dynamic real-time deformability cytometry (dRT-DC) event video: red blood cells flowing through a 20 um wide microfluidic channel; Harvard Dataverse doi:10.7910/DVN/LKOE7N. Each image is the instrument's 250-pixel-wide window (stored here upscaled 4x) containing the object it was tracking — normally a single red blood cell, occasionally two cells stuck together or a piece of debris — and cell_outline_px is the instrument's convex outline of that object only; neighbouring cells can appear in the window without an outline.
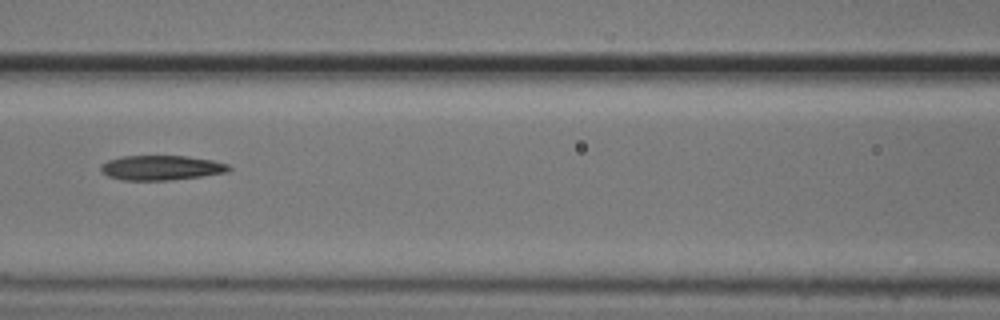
{"species": "common noctule bat (a hibernating species)", "species_latin": "Nyctalus noctula", "temperature_condition": "cold", "stored_images_in_passage": 15, "camera_frame_rate_fps": 3000, "um_per_image_px": 0.085, "animal": {"sex": "male", "body_mass_g": 20.5, "forearm_length_mm": 52.5}, "frame": {"image": 1, "passage_image": 7, "time_ms": 2.0, "image_size_px": [1000, 320], "cell_outline_px": [[232, 168], [228, 172], [200, 176], [168, 180], [124, 180], [108, 176], [100, 172], [100, 164], [108, 160], [120, 156], [188, 156], [212, 160], [228, 164]], "centroid_in_image_um": [13.68, 14.25], "position_along_channel_um": 152.9, "area_um2": 18.5}}
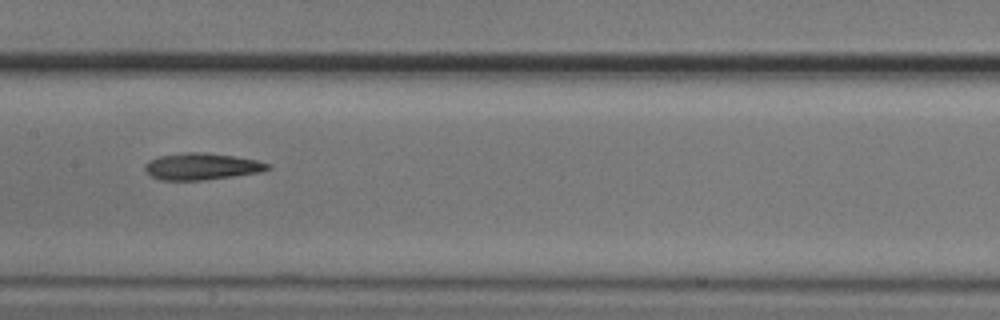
{"frame": {"image": 2, "passage_image": 10, "time_ms": 3.0, "image_size_px": [1000, 320], "cell_outline_px": [[272, 168], [260, 172], [204, 180], [160, 180], [152, 176], [144, 168], [144, 164], [148, 160], [160, 156], [184, 152], [204, 152], [236, 156], [256, 160], [268, 164]], "centroid_in_image_um": [17.13, 14.14], "position_along_channel_um": 190.3, "area_um2": 19.07}}